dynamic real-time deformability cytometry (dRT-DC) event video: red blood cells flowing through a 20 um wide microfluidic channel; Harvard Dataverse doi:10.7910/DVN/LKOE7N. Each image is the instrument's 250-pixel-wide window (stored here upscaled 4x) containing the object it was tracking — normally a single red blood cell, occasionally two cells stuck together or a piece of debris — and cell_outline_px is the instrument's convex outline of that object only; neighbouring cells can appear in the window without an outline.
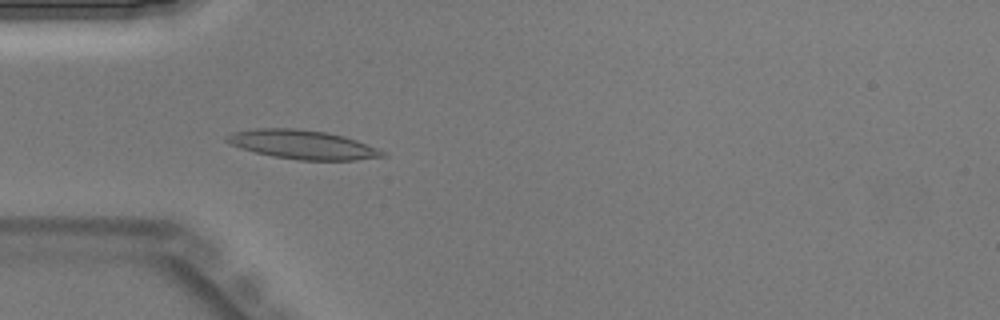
{"species": "Egyptian fruit bat (a non-hibernating species)", "species_latin": "Rousettus aegyptiacus", "temperature_condition": "warm", "stored_images_in_passage": 43, "camera_frame_rate_fps": 3000, "um_per_image_px": 0.085, "animal": {"sex": "male"}, "frame": {"image": 1, "passage_image": 12, "time_ms": 3.667, "image_size_px": [1000, 320], "cell_outline_px": [[388, 156], [356, 160], [300, 160], [276, 156], [256, 152], [240, 148], [224, 140], [224, 136], [236, 132], [256, 128], [296, 128], [328, 132], [344, 136], [356, 140], [376, 148], [384, 152]], "centroid_in_image_um": [25.73, 12.28], "position_along_channel_um": 59.3, "area_um2": 26.07}}
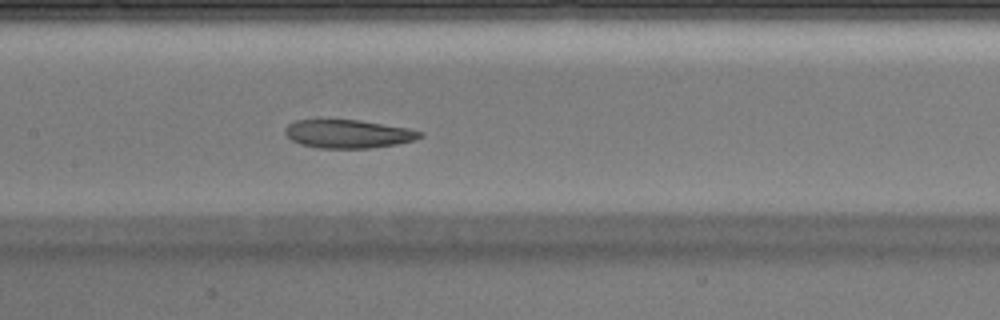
{"frame": {"image": 2, "passage_image": 20, "time_ms": 6.333, "image_size_px": [1000, 320], "cell_outline_px": [[424, 136], [412, 140], [396, 144], [368, 148], [320, 148], [300, 144], [292, 140], [284, 132], [284, 128], [288, 124], [296, 120], [360, 120], [408, 128], [424, 132]], "centroid_in_image_um": [29.59, 11.38], "position_along_channel_um": 177.8, "area_um2": 22.2}}
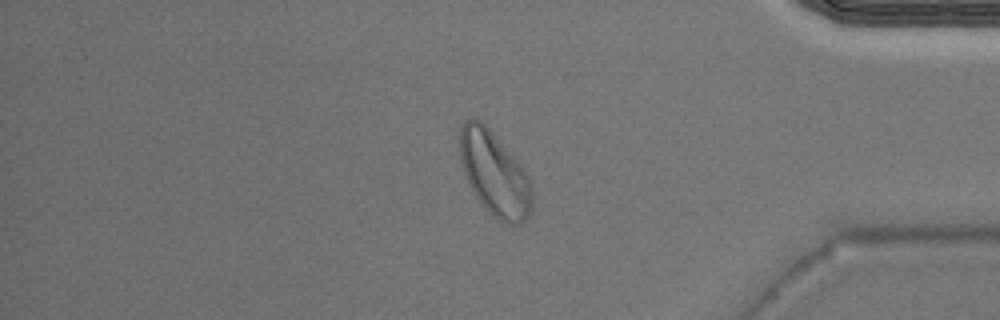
{"frame": {"image": 3, "passage_image": 36, "time_ms": 11.667, "image_size_px": [1000, 320], "cell_outline_px": [[532, 208], [528, 216], [520, 224], [504, 224], [496, 220], [484, 208], [476, 196], [464, 172], [460, 160], [456, 140], [460, 124], [464, 120], [472, 116], [480, 120], [488, 128], [520, 164], [528, 176], [532, 184]], "centroid_in_image_um": [41.99, 14.74], "position_along_channel_um": 393.2, "area_um2": 35.95}}